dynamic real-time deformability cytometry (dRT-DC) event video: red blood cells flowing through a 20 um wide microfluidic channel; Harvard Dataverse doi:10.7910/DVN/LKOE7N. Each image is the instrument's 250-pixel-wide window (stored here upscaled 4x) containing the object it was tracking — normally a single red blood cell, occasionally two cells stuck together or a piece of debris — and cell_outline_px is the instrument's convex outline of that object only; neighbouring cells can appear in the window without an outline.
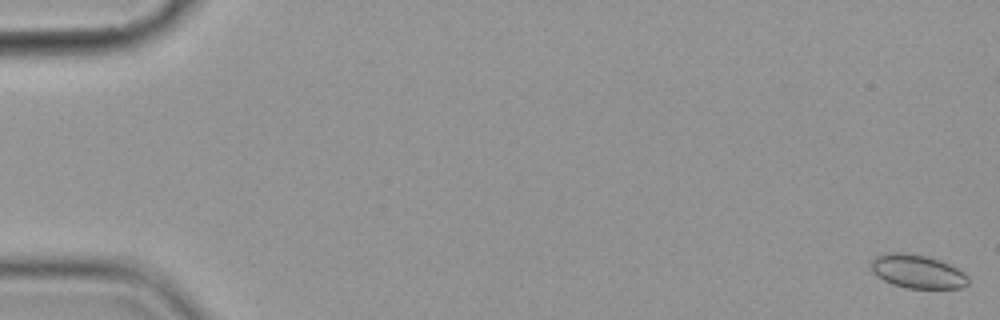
{"species": "common noctule bat (a hibernating species)", "species_latin": "Nyctalus noctula", "temperature_condition": "cold", "stored_images_in_passage": 6, "camera_frame_rate_fps": 3000, "um_per_image_px": 0.085, "animal": {"sex": "female", "body_mass_g": 19.9}, "frame": {"image": 1, "passage_image": 1, "time_ms": 0.0, "image_size_px": [1000, 320], "cell_outline_px": [[968, 284], [960, 288], [908, 288], [892, 284], [876, 276], [872, 272], [872, 256], [888, 252], [904, 252], [928, 256], [940, 260], [964, 272], [968, 276]], "centroid_in_image_um": [77.95, 23.06], "position_along_channel_um": 7.0, "area_um2": 19.13}}